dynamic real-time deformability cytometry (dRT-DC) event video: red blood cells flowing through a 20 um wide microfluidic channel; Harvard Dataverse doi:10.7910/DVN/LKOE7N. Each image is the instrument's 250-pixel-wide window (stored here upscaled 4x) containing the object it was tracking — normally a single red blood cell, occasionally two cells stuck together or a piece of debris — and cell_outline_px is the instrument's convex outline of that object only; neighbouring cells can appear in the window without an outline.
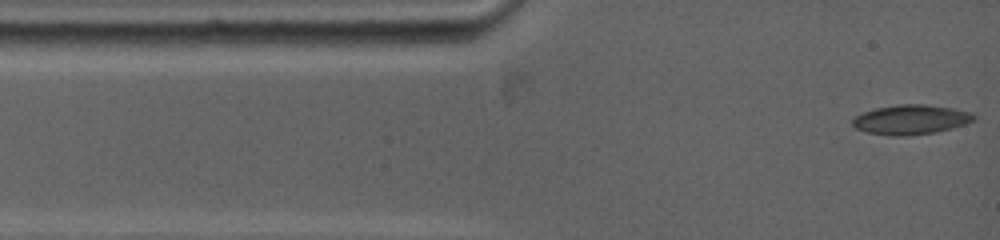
{"species": "common noctule bat (a hibernating species)", "species_latin": "Nyctalus noctula", "temperature_condition": "warm", "stored_images_in_passage": 6, "camera_frame_rate_fps": 5000, "um_per_image_px": 0.085, "animal": {"sex": "female", "body_mass_g": 19.0, "forearm_length_mm": 53.3}, "frame": {"image": 1, "passage_image": 1, "time_ms": 0.0, "image_size_px": [1000, 240], "cell_outline_px": [[976, 120], [952, 128], [936, 132], [904, 136], [892, 136], [868, 132], [856, 128], [852, 124], [852, 120], [856, 116], [864, 112], [876, 108], [896, 104], [924, 104], [952, 108], [972, 112], [976, 116]], "centroid_in_image_um": [77.45, 10.16], "position_along_channel_um": 7.6, "area_um2": 20.92}}
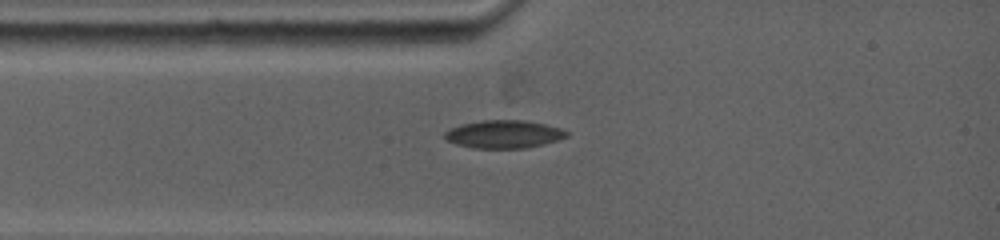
{"frame": {"image": 2, "passage_image": 4, "time_ms": 2.0, "image_size_px": [1000, 240], "cell_outline_px": [[568, 136], [556, 140], [524, 148], [476, 148], [456, 144], [448, 140], [444, 136], [444, 132], [460, 124], [480, 120], [528, 120], [560, 128], [568, 132]], "centroid_in_image_um": [42.8, 11.39], "position_along_channel_um": 42.2, "area_um2": 19.65}}
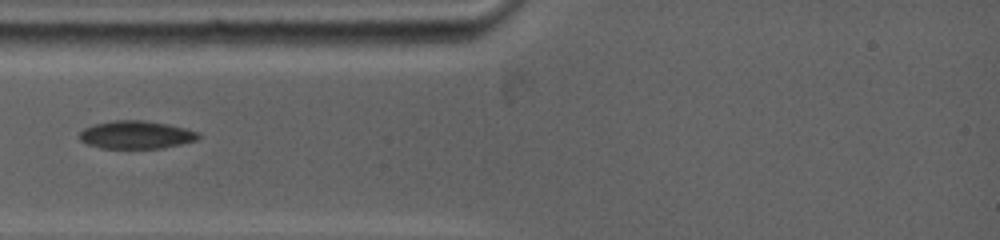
{"frame": {"image": 3, "passage_image": 5, "time_ms": 2.8, "image_size_px": [1000, 240], "cell_outline_px": [[200, 136], [196, 140], [180, 144], [160, 148], [100, 148], [88, 144], [80, 140], [80, 132], [84, 128], [92, 124], [112, 120], [144, 120], [168, 124], [184, 128], [196, 132]], "centroid_in_image_um": [11.52, 11.45], "position_along_channel_um": 73.5, "area_um2": 19.25}}